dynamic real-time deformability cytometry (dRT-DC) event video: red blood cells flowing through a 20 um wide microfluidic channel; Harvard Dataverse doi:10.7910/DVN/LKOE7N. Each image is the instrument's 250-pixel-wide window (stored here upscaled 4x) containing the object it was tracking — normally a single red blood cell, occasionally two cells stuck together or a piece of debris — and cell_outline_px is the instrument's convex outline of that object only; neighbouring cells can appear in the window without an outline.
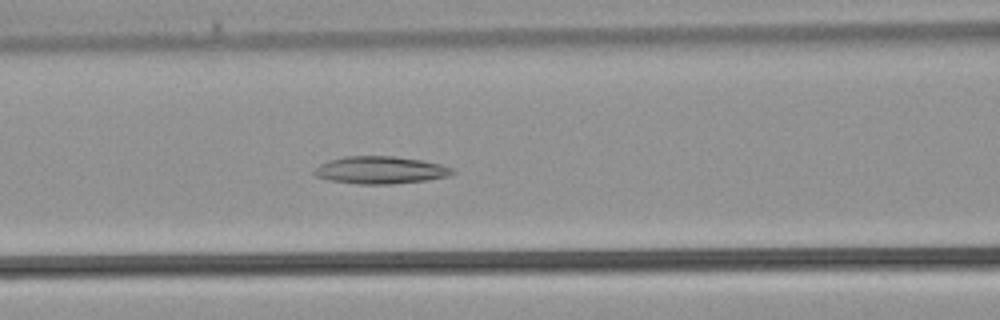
{"species": "common noctule bat (a hibernating species)", "species_latin": "Nyctalus noctula", "temperature_condition": "warm", "stored_images_in_passage": 29, "camera_frame_rate_fps": 3000, "um_per_image_px": 0.085, "animal": {"sex": "male", "body_mass_g": 21.5, "forearm_length_mm": 52.0}, "frame": {"image": 1, "passage_image": 6, "time_ms": 1.667, "image_size_px": [1000, 320], "cell_outline_px": [[456, 172], [448, 176], [428, 180], [392, 184], [360, 184], [328, 180], [316, 176], [312, 172], [320, 164], [328, 160], [344, 156], [392, 156], [420, 160], [440, 164], [456, 168]], "centroid_in_image_um": [32.35, 14.46], "position_along_channel_um": 134.3, "area_um2": 22.2}}
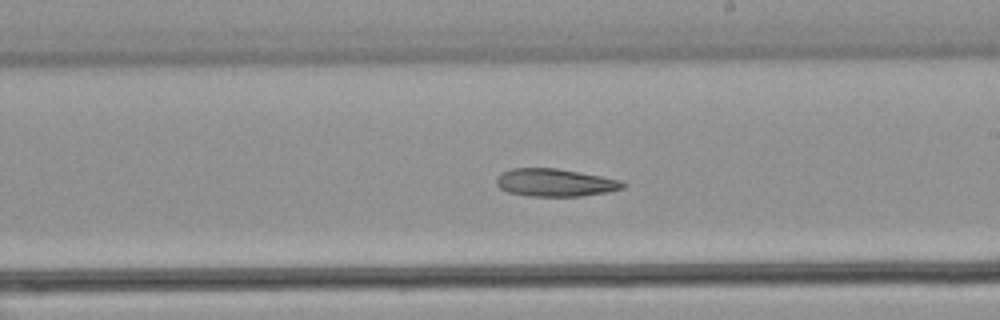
{"frame": {"image": 2, "passage_image": 12, "time_ms": 3.667, "image_size_px": [1000, 320], "cell_outline_px": [[628, 184], [624, 188], [608, 192], [584, 196], [528, 196], [508, 192], [500, 188], [496, 184], [496, 180], [500, 172], [512, 168], [556, 168], [600, 176], [620, 180]], "centroid_in_image_um": [47.18, 15.52], "position_along_channel_um": 241.8, "area_um2": 20.52}}
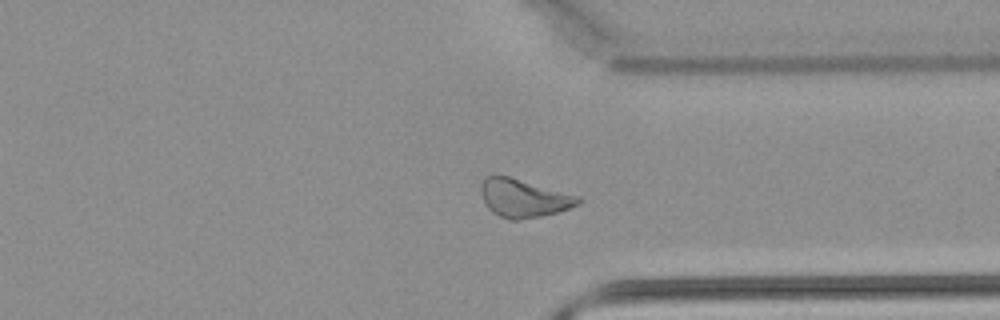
{"frame": {"image": 3, "passage_image": 19, "time_ms": 6.0, "image_size_px": [1000, 320], "cell_outline_px": [[580, 204], [556, 212], [540, 216], [520, 220], [508, 220], [492, 212], [488, 208], [484, 200], [480, 188], [480, 184], [484, 176], [508, 176], [580, 196]], "centroid_in_image_um": [44.49, 16.84], "position_along_channel_um": 366.9, "area_um2": 21.44}}